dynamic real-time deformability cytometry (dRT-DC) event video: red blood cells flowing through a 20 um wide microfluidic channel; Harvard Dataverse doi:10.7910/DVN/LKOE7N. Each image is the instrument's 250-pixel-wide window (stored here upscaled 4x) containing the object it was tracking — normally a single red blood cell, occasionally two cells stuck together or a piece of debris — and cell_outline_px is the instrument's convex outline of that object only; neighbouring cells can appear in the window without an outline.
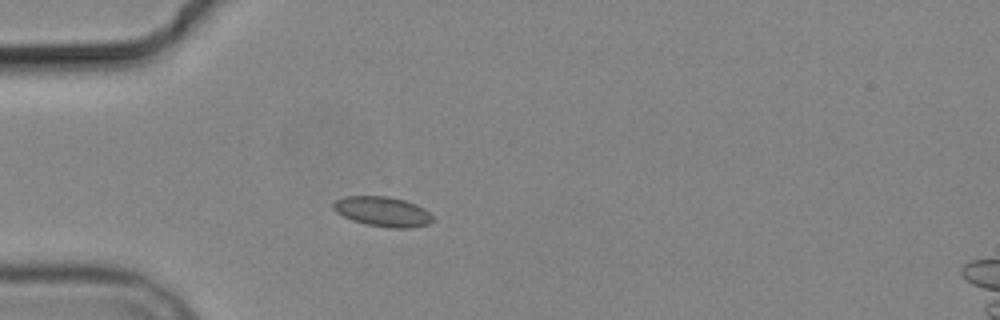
{"species": "common noctule bat (a hibernating species)", "species_latin": "Nyctalus noctula", "temperature_condition": "cold", "stored_images_in_passage": 4, "camera_frame_rate_fps": 3000, "um_per_image_px": 0.085, "animal": {"sex": "male", "body_mass_g": 19.2, "forearm_length_mm": 51.8}, "frame": {"image": 1, "passage_image": 3, "time_ms": 2.667, "image_size_px": [1000, 320], "cell_outline_px": [[432, 220], [428, 224], [408, 228], [392, 228], [364, 224], [352, 220], [336, 212], [332, 208], [332, 204], [336, 200], [344, 196], [388, 196], [404, 200], [416, 204], [424, 208], [432, 216]], "centroid_in_image_um": [32.5, 17.98], "position_along_channel_um": 52.5, "area_um2": 17.28}}